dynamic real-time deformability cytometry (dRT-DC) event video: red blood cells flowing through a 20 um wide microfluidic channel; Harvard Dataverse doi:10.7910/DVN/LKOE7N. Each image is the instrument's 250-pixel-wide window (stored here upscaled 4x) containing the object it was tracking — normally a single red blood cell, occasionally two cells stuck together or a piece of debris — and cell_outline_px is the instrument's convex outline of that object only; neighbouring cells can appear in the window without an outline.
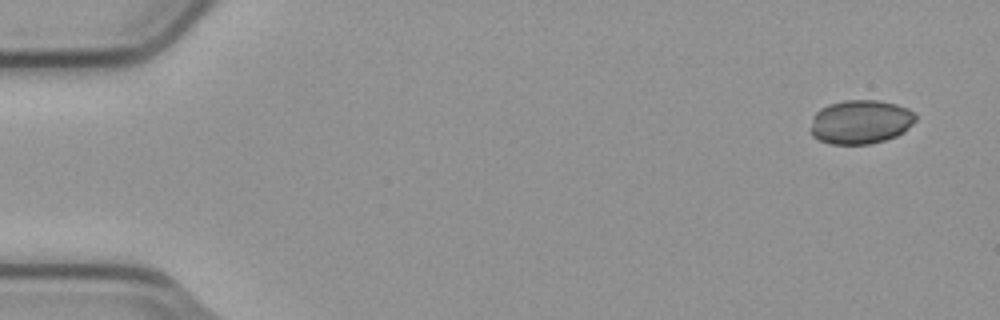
{"species": "common noctule bat (a hibernating species)", "species_latin": "Nyctalus noctula", "temperature_condition": "cold", "stored_images_in_passage": 7, "camera_frame_rate_fps": 3000, "um_per_image_px": 0.085, "animal": {"sex": "male", "body_mass_g": 23.1, "forearm_length_mm": 52.7}, "frame": {"image": 1, "passage_image": 1, "time_ms": 0.0, "image_size_px": [1000, 320], "cell_outline_px": [[916, 120], [904, 132], [896, 136], [872, 144], [828, 144], [812, 136], [812, 116], [820, 108], [828, 104], [844, 100], [876, 100], [896, 104], [908, 108], [916, 116]], "centroid_in_image_um": [73.14, 10.36], "position_along_channel_um": 11.9, "area_um2": 26.99}}
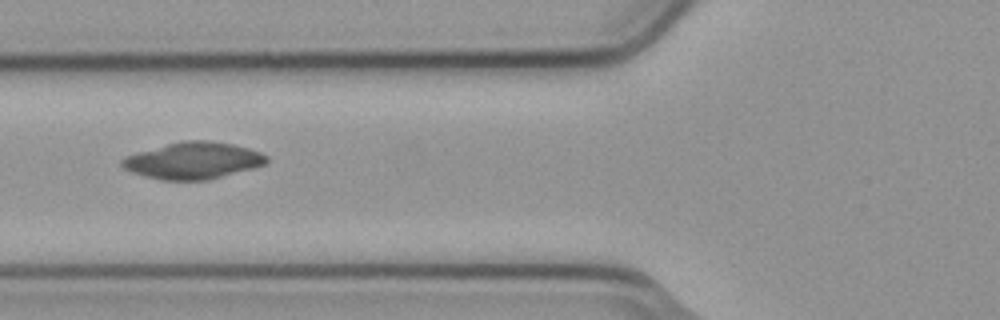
{"frame": {"image": 2, "passage_image": 6, "time_ms": 1.667, "image_size_px": [1000, 320], "cell_outline_px": [[268, 160], [264, 164], [252, 168], [208, 180], [160, 180], [144, 176], [132, 172], [124, 168], [120, 164], [120, 160], [128, 156], [140, 152], [168, 144], [184, 140], [208, 140], [232, 144], [248, 148], [260, 152], [268, 156]], "centroid_in_image_um": [16.42, 13.65], "position_along_channel_um": 109.4, "area_um2": 30.58}}
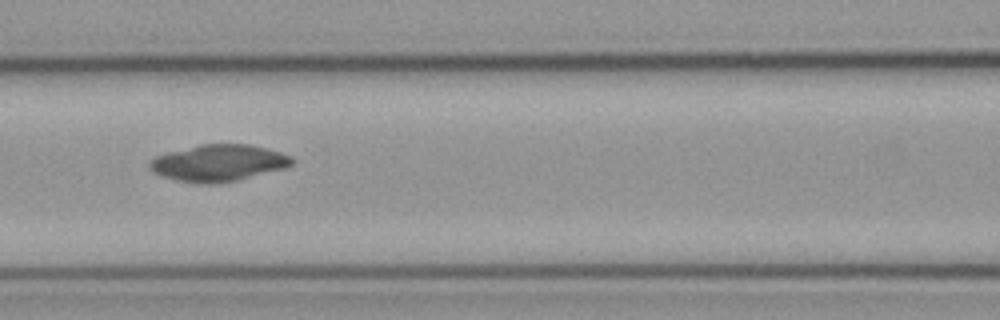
{"frame": {"image": 3, "passage_image": 7, "time_ms": 2.0, "image_size_px": [1000, 320], "cell_outline_px": [[292, 164], [284, 168], [236, 180], [216, 184], [200, 184], [180, 180], [164, 176], [152, 172], [148, 168], [148, 164], [156, 156], [168, 152], [200, 144], [248, 144], [268, 148], [292, 156]], "centroid_in_image_um": [18.56, 13.84], "position_along_channel_um": 148.0, "area_um2": 30.17}}